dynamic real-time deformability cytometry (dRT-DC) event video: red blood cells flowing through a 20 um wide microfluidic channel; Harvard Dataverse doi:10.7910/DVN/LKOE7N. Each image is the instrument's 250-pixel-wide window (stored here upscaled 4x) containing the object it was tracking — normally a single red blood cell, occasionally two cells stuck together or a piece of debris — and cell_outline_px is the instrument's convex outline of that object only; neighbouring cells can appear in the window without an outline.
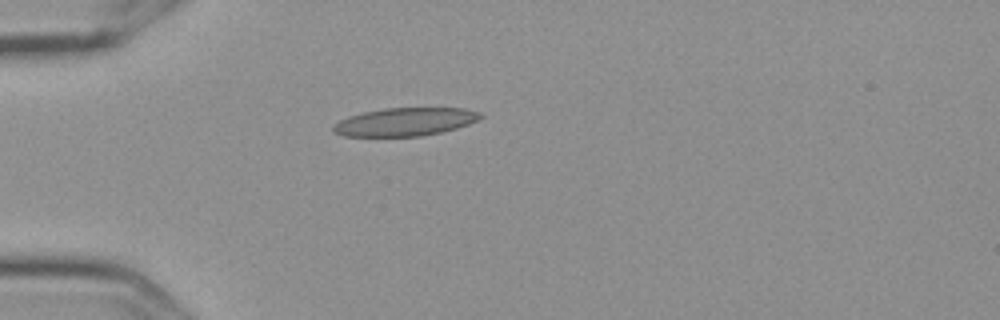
{"species": "Egyptian fruit bat (a non-hibernating species)", "species_latin": "Rousettus aegyptiacus", "temperature_condition": "cold", "stored_images_in_passage": 41, "camera_frame_rate_fps": 3000, "um_per_image_px": 0.085, "frame": {"image": 1, "passage_image": 1, "time_ms": 0.0, "image_size_px": [1000, 320], "cell_outline_px": [[484, 116], [468, 124], [456, 128], [440, 132], [420, 136], [344, 136], [332, 132], [332, 124], [348, 116], [364, 112], [384, 108], [464, 108], [480, 112]], "centroid_in_image_um": [34.39, 10.35], "position_along_channel_um": 50.6, "area_um2": 24.1}}
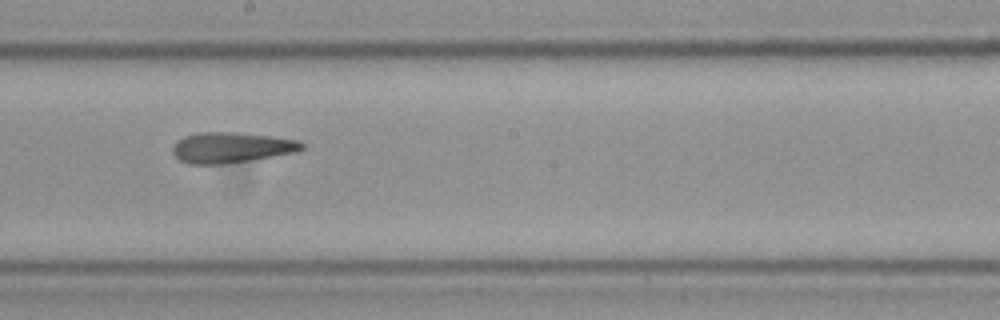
{"frame": {"image": 2, "passage_image": 17, "time_ms": 5.333, "image_size_px": [1000, 320], "cell_outline_px": [[304, 148], [296, 152], [248, 160], [220, 164], [188, 164], [180, 160], [172, 152], [172, 148], [176, 140], [184, 136], [200, 132], [240, 132], [272, 136], [300, 140], [304, 144]], "centroid_in_image_um": [19.65, 12.52], "position_along_channel_um": 228.5, "area_um2": 23.06}}
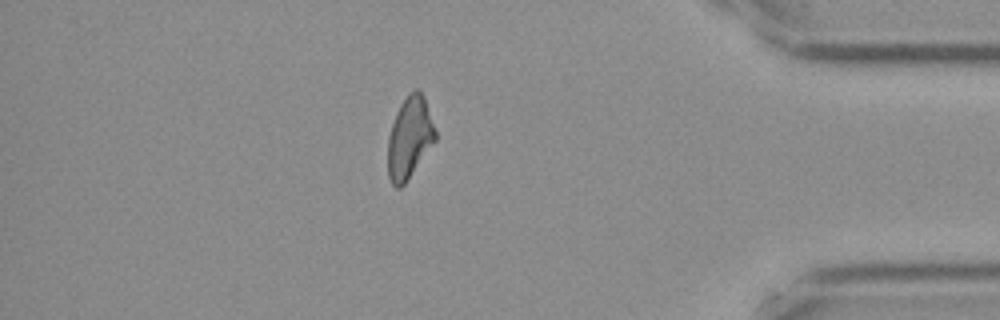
{"frame": {"image": 3, "passage_image": 34, "time_ms": 11.0, "image_size_px": [1000, 320], "cell_outline_px": [[436, 140], [404, 184], [400, 188], [396, 188], [392, 184], [388, 176], [388, 136], [396, 112], [400, 104], [408, 92], [416, 88], [424, 96], [436, 132]], "centroid_in_image_um": [34.8, 11.69], "position_along_channel_um": 400.4, "area_um2": 22.48}, "authors_computed_cell_mechanics": {"area_um2": 23.409, "velocity_mm_per_s": 3.615, "shape_relaxation_time_tau1_ms": null, "shape_relaxation_time_tau2_ms": 4.8061, "deformation_change_tau1": null, "deformation_change_tau2": 0.1472}}